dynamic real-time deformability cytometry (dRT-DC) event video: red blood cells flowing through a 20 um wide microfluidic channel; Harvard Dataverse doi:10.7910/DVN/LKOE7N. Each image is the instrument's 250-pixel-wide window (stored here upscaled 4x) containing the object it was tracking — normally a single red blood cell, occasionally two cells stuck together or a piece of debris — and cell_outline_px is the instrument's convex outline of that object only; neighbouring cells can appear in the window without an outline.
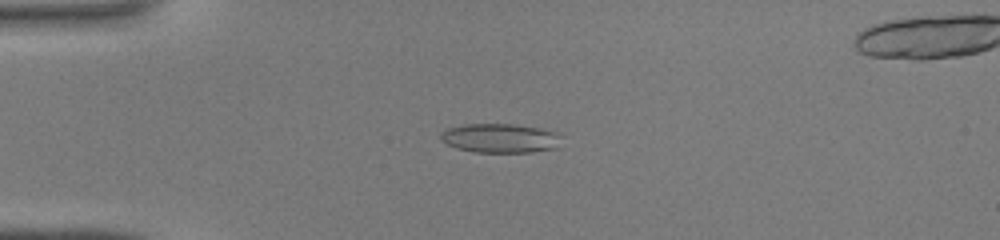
{"species": "common noctule bat (a hibernating species)", "species_latin": "Nyctalus noctula", "temperature_condition": "warm", "stored_images_in_passage": 45, "segment_of_instrument_passage": [1, 2], "camera_frame_rate_fps": 3000, "um_per_image_px": 0.085, "animal": {"sex": "male", "body_mass_g": 19.0, "forearm_length_mm": 50.8}, "frame": {"image": 1, "passage_image": 11, "time_ms": 3.333, "image_size_px": [1000, 240], "cell_outline_px": [[560, 148], [532, 152], [476, 152], [456, 148], [440, 140], [440, 132], [448, 128], [464, 124], [512, 124], [540, 128], [560, 132]], "centroid_in_image_um": [42.55, 11.74], "position_along_channel_um": 42.4, "area_um2": 20.81}}
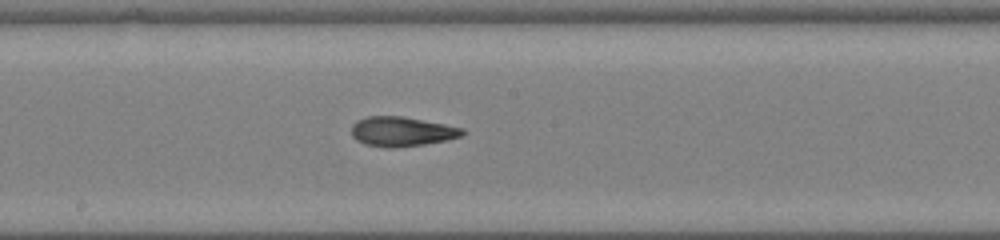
{"frame": {"image": 2, "passage_image": 24, "time_ms": 7.667, "image_size_px": [1000, 240], "cell_outline_px": [[464, 132], [460, 136], [448, 140], [424, 144], [396, 148], [388, 148], [364, 144], [356, 140], [352, 136], [352, 124], [356, 120], [368, 116], [404, 116], [464, 128]], "centroid_in_image_um": [34.12, 11.18], "position_along_channel_um": 214.1, "area_um2": 19.25}}
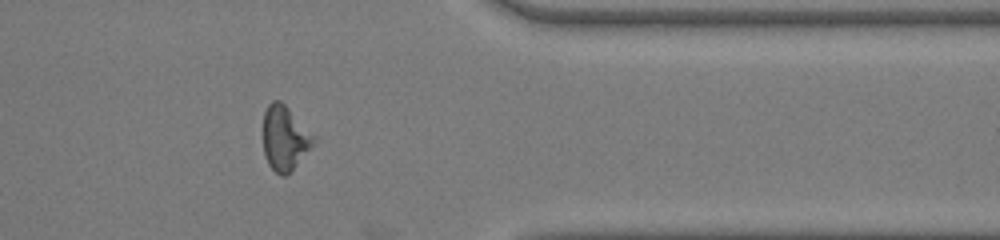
{"frame": {"image": 3, "passage_image": 36, "time_ms": 11.667, "image_size_px": [1000, 240], "cell_outline_px": [[316, 144], [284, 176], [280, 176], [268, 164], [264, 156], [264, 112], [268, 104], [272, 100], [280, 100], [316, 136]], "centroid_in_image_um": [24.22, 11.73], "position_along_channel_um": 387.2, "area_um2": 18.9}}